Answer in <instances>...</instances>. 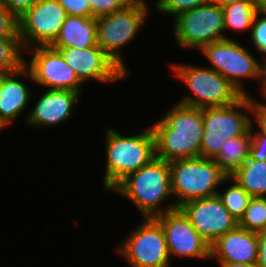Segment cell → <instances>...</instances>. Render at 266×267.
<instances>
[{
  "mask_svg": "<svg viewBox=\"0 0 266 267\" xmlns=\"http://www.w3.org/2000/svg\"><path fill=\"white\" fill-rule=\"evenodd\" d=\"M163 116V117H162ZM151 124L156 157L167 162L200 156L203 108L173 104Z\"/></svg>",
  "mask_w": 266,
  "mask_h": 267,
  "instance_id": "cell-1",
  "label": "cell"
},
{
  "mask_svg": "<svg viewBox=\"0 0 266 267\" xmlns=\"http://www.w3.org/2000/svg\"><path fill=\"white\" fill-rule=\"evenodd\" d=\"M111 191L131 202L141 218H155L177 209L171 190L169 162L157 157L128 174Z\"/></svg>",
  "mask_w": 266,
  "mask_h": 267,
  "instance_id": "cell-2",
  "label": "cell"
},
{
  "mask_svg": "<svg viewBox=\"0 0 266 267\" xmlns=\"http://www.w3.org/2000/svg\"><path fill=\"white\" fill-rule=\"evenodd\" d=\"M104 131L106 167L102 186L111 192L128 174L138 171L156 157L155 136L151 125L129 136L109 126Z\"/></svg>",
  "mask_w": 266,
  "mask_h": 267,
  "instance_id": "cell-3",
  "label": "cell"
},
{
  "mask_svg": "<svg viewBox=\"0 0 266 267\" xmlns=\"http://www.w3.org/2000/svg\"><path fill=\"white\" fill-rule=\"evenodd\" d=\"M170 71L190 90L178 103L197 108L223 107L234 104L243 95L224 76L207 66L180 62L170 64Z\"/></svg>",
  "mask_w": 266,
  "mask_h": 267,
  "instance_id": "cell-4",
  "label": "cell"
},
{
  "mask_svg": "<svg viewBox=\"0 0 266 267\" xmlns=\"http://www.w3.org/2000/svg\"><path fill=\"white\" fill-rule=\"evenodd\" d=\"M169 166L176 208L192 200L217 195L221 185L230 183V176L213 159L201 156L179 159L169 162Z\"/></svg>",
  "mask_w": 266,
  "mask_h": 267,
  "instance_id": "cell-5",
  "label": "cell"
},
{
  "mask_svg": "<svg viewBox=\"0 0 266 267\" xmlns=\"http://www.w3.org/2000/svg\"><path fill=\"white\" fill-rule=\"evenodd\" d=\"M236 39H222L205 45L199 52L207 59L209 68L228 79L242 95H251L245 80H257L258 92L264 84V61ZM249 49V50H248ZM261 59V60H260Z\"/></svg>",
  "mask_w": 266,
  "mask_h": 267,
  "instance_id": "cell-6",
  "label": "cell"
},
{
  "mask_svg": "<svg viewBox=\"0 0 266 267\" xmlns=\"http://www.w3.org/2000/svg\"><path fill=\"white\" fill-rule=\"evenodd\" d=\"M146 0H134L121 11L96 17L97 45L122 69L128 76L129 66L122 54L125 46L132 44L147 23L151 11ZM150 6V7H149ZM131 42V43H130Z\"/></svg>",
  "mask_w": 266,
  "mask_h": 267,
  "instance_id": "cell-7",
  "label": "cell"
},
{
  "mask_svg": "<svg viewBox=\"0 0 266 267\" xmlns=\"http://www.w3.org/2000/svg\"><path fill=\"white\" fill-rule=\"evenodd\" d=\"M203 125L200 156L213 159L225 141L250 130V95H243L228 106L203 108Z\"/></svg>",
  "mask_w": 266,
  "mask_h": 267,
  "instance_id": "cell-8",
  "label": "cell"
},
{
  "mask_svg": "<svg viewBox=\"0 0 266 267\" xmlns=\"http://www.w3.org/2000/svg\"><path fill=\"white\" fill-rule=\"evenodd\" d=\"M115 251L129 267H172L166 235L155 218H140Z\"/></svg>",
  "mask_w": 266,
  "mask_h": 267,
  "instance_id": "cell-9",
  "label": "cell"
},
{
  "mask_svg": "<svg viewBox=\"0 0 266 267\" xmlns=\"http://www.w3.org/2000/svg\"><path fill=\"white\" fill-rule=\"evenodd\" d=\"M173 20V40L184 51H200L215 41L231 39L224 31L223 8L211 1L182 12Z\"/></svg>",
  "mask_w": 266,
  "mask_h": 267,
  "instance_id": "cell-10",
  "label": "cell"
},
{
  "mask_svg": "<svg viewBox=\"0 0 266 267\" xmlns=\"http://www.w3.org/2000/svg\"><path fill=\"white\" fill-rule=\"evenodd\" d=\"M25 66L32 74L34 86L83 93L84 83L68 66L60 52L51 46L27 49Z\"/></svg>",
  "mask_w": 266,
  "mask_h": 267,
  "instance_id": "cell-11",
  "label": "cell"
},
{
  "mask_svg": "<svg viewBox=\"0 0 266 267\" xmlns=\"http://www.w3.org/2000/svg\"><path fill=\"white\" fill-rule=\"evenodd\" d=\"M67 16L66 10L57 0H37L19 18V36L24 49L50 46L60 34Z\"/></svg>",
  "mask_w": 266,
  "mask_h": 267,
  "instance_id": "cell-12",
  "label": "cell"
},
{
  "mask_svg": "<svg viewBox=\"0 0 266 267\" xmlns=\"http://www.w3.org/2000/svg\"><path fill=\"white\" fill-rule=\"evenodd\" d=\"M155 219L165 232L171 261L173 257L210 260V245L193 228L190 219L180 208L165 212Z\"/></svg>",
  "mask_w": 266,
  "mask_h": 267,
  "instance_id": "cell-13",
  "label": "cell"
},
{
  "mask_svg": "<svg viewBox=\"0 0 266 267\" xmlns=\"http://www.w3.org/2000/svg\"><path fill=\"white\" fill-rule=\"evenodd\" d=\"M60 52L65 62L76 73L79 79L87 82L112 85L129 76L98 45L89 48H54ZM116 82V83H115Z\"/></svg>",
  "mask_w": 266,
  "mask_h": 267,
  "instance_id": "cell-14",
  "label": "cell"
},
{
  "mask_svg": "<svg viewBox=\"0 0 266 267\" xmlns=\"http://www.w3.org/2000/svg\"><path fill=\"white\" fill-rule=\"evenodd\" d=\"M180 209L210 246L238 225L218 195L186 202Z\"/></svg>",
  "mask_w": 266,
  "mask_h": 267,
  "instance_id": "cell-15",
  "label": "cell"
},
{
  "mask_svg": "<svg viewBox=\"0 0 266 267\" xmlns=\"http://www.w3.org/2000/svg\"><path fill=\"white\" fill-rule=\"evenodd\" d=\"M82 96V93L71 90H43L33 108L30 107L28 114H25V125L44 130L69 122Z\"/></svg>",
  "mask_w": 266,
  "mask_h": 267,
  "instance_id": "cell-16",
  "label": "cell"
},
{
  "mask_svg": "<svg viewBox=\"0 0 266 267\" xmlns=\"http://www.w3.org/2000/svg\"><path fill=\"white\" fill-rule=\"evenodd\" d=\"M25 81L30 82V87L34 85L32 74L26 66L17 72L2 74L0 123L6 129L23 116L27 107L30 108L34 92Z\"/></svg>",
  "mask_w": 266,
  "mask_h": 267,
  "instance_id": "cell-17",
  "label": "cell"
},
{
  "mask_svg": "<svg viewBox=\"0 0 266 267\" xmlns=\"http://www.w3.org/2000/svg\"><path fill=\"white\" fill-rule=\"evenodd\" d=\"M258 232L245 230L237 225L210 246V262L257 263Z\"/></svg>",
  "mask_w": 266,
  "mask_h": 267,
  "instance_id": "cell-18",
  "label": "cell"
},
{
  "mask_svg": "<svg viewBox=\"0 0 266 267\" xmlns=\"http://www.w3.org/2000/svg\"><path fill=\"white\" fill-rule=\"evenodd\" d=\"M97 45L96 17L68 15L52 48H89Z\"/></svg>",
  "mask_w": 266,
  "mask_h": 267,
  "instance_id": "cell-19",
  "label": "cell"
},
{
  "mask_svg": "<svg viewBox=\"0 0 266 267\" xmlns=\"http://www.w3.org/2000/svg\"><path fill=\"white\" fill-rule=\"evenodd\" d=\"M250 145L251 131L249 130L244 135L225 141L213 160L228 176H231L249 158Z\"/></svg>",
  "mask_w": 266,
  "mask_h": 267,
  "instance_id": "cell-20",
  "label": "cell"
},
{
  "mask_svg": "<svg viewBox=\"0 0 266 267\" xmlns=\"http://www.w3.org/2000/svg\"><path fill=\"white\" fill-rule=\"evenodd\" d=\"M230 177L251 197H266V160L248 158Z\"/></svg>",
  "mask_w": 266,
  "mask_h": 267,
  "instance_id": "cell-21",
  "label": "cell"
},
{
  "mask_svg": "<svg viewBox=\"0 0 266 267\" xmlns=\"http://www.w3.org/2000/svg\"><path fill=\"white\" fill-rule=\"evenodd\" d=\"M222 8L225 32L233 30L240 34L248 32L250 35L253 19L257 13L252 0L238 1Z\"/></svg>",
  "mask_w": 266,
  "mask_h": 267,
  "instance_id": "cell-22",
  "label": "cell"
},
{
  "mask_svg": "<svg viewBox=\"0 0 266 267\" xmlns=\"http://www.w3.org/2000/svg\"><path fill=\"white\" fill-rule=\"evenodd\" d=\"M26 50L20 37H0V73H14L25 66Z\"/></svg>",
  "mask_w": 266,
  "mask_h": 267,
  "instance_id": "cell-23",
  "label": "cell"
},
{
  "mask_svg": "<svg viewBox=\"0 0 266 267\" xmlns=\"http://www.w3.org/2000/svg\"><path fill=\"white\" fill-rule=\"evenodd\" d=\"M228 186L223 191L218 192V196L225 208L239 222L244 216L248 203L252 198L233 178L230 177ZM222 192V193H221Z\"/></svg>",
  "mask_w": 266,
  "mask_h": 267,
  "instance_id": "cell-24",
  "label": "cell"
},
{
  "mask_svg": "<svg viewBox=\"0 0 266 267\" xmlns=\"http://www.w3.org/2000/svg\"><path fill=\"white\" fill-rule=\"evenodd\" d=\"M238 225L249 231H266V197H252Z\"/></svg>",
  "mask_w": 266,
  "mask_h": 267,
  "instance_id": "cell-25",
  "label": "cell"
},
{
  "mask_svg": "<svg viewBox=\"0 0 266 267\" xmlns=\"http://www.w3.org/2000/svg\"><path fill=\"white\" fill-rule=\"evenodd\" d=\"M154 10L159 15L176 17L178 14L205 5L210 0H156Z\"/></svg>",
  "mask_w": 266,
  "mask_h": 267,
  "instance_id": "cell-26",
  "label": "cell"
},
{
  "mask_svg": "<svg viewBox=\"0 0 266 267\" xmlns=\"http://www.w3.org/2000/svg\"><path fill=\"white\" fill-rule=\"evenodd\" d=\"M248 37L251 39L249 43L256 48L254 51H258L262 60L266 62V13L255 14Z\"/></svg>",
  "mask_w": 266,
  "mask_h": 267,
  "instance_id": "cell-27",
  "label": "cell"
},
{
  "mask_svg": "<svg viewBox=\"0 0 266 267\" xmlns=\"http://www.w3.org/2000/svg\"><path fill=\"white\" fill-rule=\"evenodd\" d=\"M134 0H88L90 6V17H98L121 11Z\"/></svg>",
  "mask_w": 266,
  "mask_h": 267,
  "instance_id": "cell-28",
  "label": "cell"
},
{
  "mask_svg": "<svg viewBox=\"0 0 266 267\" xmlns=\"http://www.w3.org/2000/svg\"><path fill=\"white\" fill-rule=\"evenodd\" d=\"M0 37H20L19 19L0 0Z\"/></svg>",
  "mask_w": 266,
  "mask_h": 267,
  "instance_id": "cell-29",
  "label": "cell"
},
{
  "mask_svg": "<svg viewBox=\"0 0 266 267\" xmlns=\"http://www.w3.org/2000/svg\"><path fill=\"white\" fill-rule=\"evenodd\" d=\"M250 95L251 125L260 133L266 134V99L261 100Z\"/></svg>",
  "mask_w": 266,
  "mask_h": 267,
  "instance_id": "cell-30",
  "label": "cell"
},
{
  "mask_svg": "<svg viewBox=\"0 0 266 267\" xmlns=\"http://www.w3.org/2000/svg\"><path fill=\"white\" fill-rule=\"evenodd\" d=\"M251 131V145L249 158L253 160L265 161L266 160V134L260 133L250 126Z\"/></svg>",
  "mask_w": 266,
  "mask_h": 267,
  "instance_id": "cell-31",
  "label": "cell"
},
{
  "mask_svg": "<svg viewBox=\"0 0 266 267\" xmlns=\"http://www.w3.org/2000/svg\"><path fill=\"white\" fill-rule=\"evenodd\" d=\"M68 15L90 17L88 0H57Z\"/></svg>",
  "mask_w": 266,
  "mask_h": 267,
  "instance_id": "cell-32",
  "label": "cell"
},
{
  "mask_svg": "<svg viewBox=\"0 0 266 267\" xmlns=\"http://www.w3.org/2000/svg\"><path fill=\"white\" fill-rule=\"evenodd\" d=\"M5 7L18 19L31 9L37 0H1Z\"/></svg>",
  "mask_w": 266,
  "mask_h": 267,
  "instance_id": "cell-33",
  "label": "cell"
},
{
  "mask_svg": "<svg viewBox=\"0 0 266 267\" xmlns=\"http://www.w3.org/2000/svg\"><path fill=\"white\" fill-rule=\"evenodd\" d=\"M259 267H266V231L258 232V258Z\"/></svg>",
  "mask_w": 266,
  "mask_h": 267,
  "instance_id": "cell-34",
  "label": "cell"
},
{
  "mask_svg": "<svg viewBox=\"0 0 266 267\" xmlns=\"http://www.w3.org/2000/svg\"><path fill=\"white\" fill-rule=\"evenodd\" d=\"M220 267H259L256 263L244 264V263H217Z\"/></svg>",
  "mask_w": 266,
  "mask_h": 267,
  "instance_id": "cell-35",
  "label": "cell"
},
{
  "mask_svg": "<svg viewBox=\"0 0 266 267\" xmlns=\"http://www.w3.org/2000/svg\"><path fill=\"white\" fill-rule=\"evenodd\" d=\"M257 12L266 13V0H252Z\"/></svg>",
  "mask_w": 266,
  "mask_h": 267,
  "instance_id": "cell-36",
  "label": "cell"
},
{
  "mask_svg": "<svg viewBox=\"0 0 266 267\" xmlns=\"http://www.w3.org/2000/svg\"><path fill=\"white\" fill-rule=\"evenodd\" d=\"M210 1L214 4L219 5L220 7H224L242 0H210Z\"/></svg>",
  "mask_w": 266,
  "mask_h": 267,
  "instance_id": "cell-37",
  "label": "cell"
},
{
  "mask_svg": "<svg viewBox=\"0 0 266 267\" xmlns=\"http://www.w3.org/2000/svg\"><path fill=\"white\" fill-rule=\"evenodd\" d=\"M261 95L260 97L266 98V62H264V84L261 92H259Z\"/></svg>",
  "mask_w": 266,
  "mask_h": 267,
  "instance_id": "cell-38",
  "label": "cell"
},
{
  "mask_svg": "<svg viewBox=\"0 0 266 267\" xmlns=\"http://www.w3.org/2000/svg\"><path fill=\"white\" fill-rule=\"evenodd\" d=\"M2 92V74L0 73V97Z\"/></svg>",
  "mask_w": 266,
  "mask_h": 267,
  "instance_id": "cell-39",
  "label": "cell"
},
{
  "mask_svg": "<svg viewBox=\"0 0 266 267\" xmlns=\"http://www.w3.org/2000/svg\"><path fill=\"white\" fill-rule=\"evenodd\" d=\"M3 129H5L3 126H2V124L0 123V131L2 132V131H4Z\"/></svg>",
  "mask_w": 266,
  "mask_h": 267,
  "instance_id": "cell-40",
  "label": "cell"
}]
</instances>
